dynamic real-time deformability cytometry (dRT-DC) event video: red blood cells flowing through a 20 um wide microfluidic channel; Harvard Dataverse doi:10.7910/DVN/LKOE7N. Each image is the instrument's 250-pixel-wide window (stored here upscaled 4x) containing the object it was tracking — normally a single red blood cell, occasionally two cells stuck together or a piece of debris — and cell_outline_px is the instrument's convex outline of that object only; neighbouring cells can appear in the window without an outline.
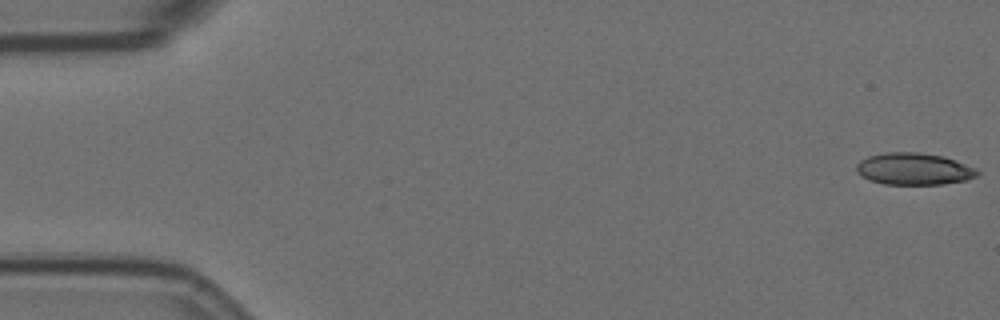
{"species": "Egyptian fruit bat (a non-hibernating species)", "species_latin": "Rousettus aegyptiacus", "temperature_condition": "room temperature", "stored_images_in_passage": 57, "camera_frame_rate_fps": 3000, "um_per_image_px": 0.085, "animal": {"sex": "female"}, "frame": {"image": 1, "passage_image": 1, "time_ms": 0.0, "image_size_px": [1000, 320], "cell_outline_px": [[980, 172], [976, 176], [968, 180], [944, 184], [884, 184], [868, 180], [860, 176], [856, 172], [856, 164], [860, 160], [868, 156], [884, 152], [916, 152], [944, 156], [976, 168]], "centroid_in_image_um": [77.66, 14.36], "position_along_channel_um": 7.3, "area_um2": 22.72}}
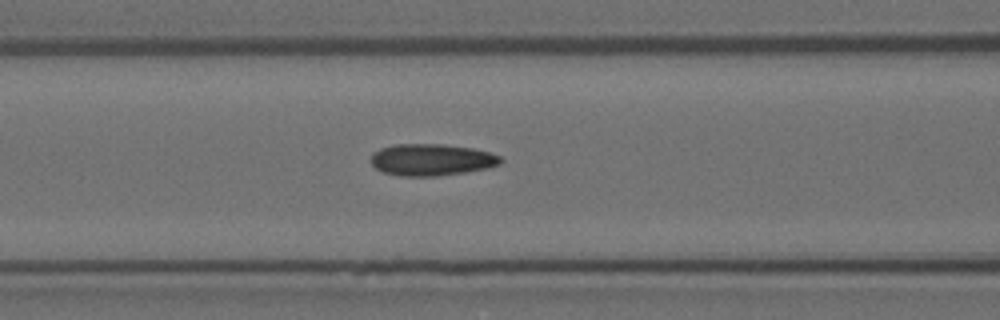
{"frame": {"image": 2, "passage_image": 23, "time_ms": 7.333, "image_size_px": [1000, 320], "cell_outline_px": [[504, 160], [500, 164], [488, 168], [464, 172], [436, 176], [400, 176], [384, 172], [376, 168], [372, 164], [372, 152], [380, 148], [396, 144], [444, 144], [472, 148], [488, 152], [500, 156]], "centroid_in_image_um": [36.69, 13.57], "position_along_channel_um": 129.9, "area_um2": 23.99}}
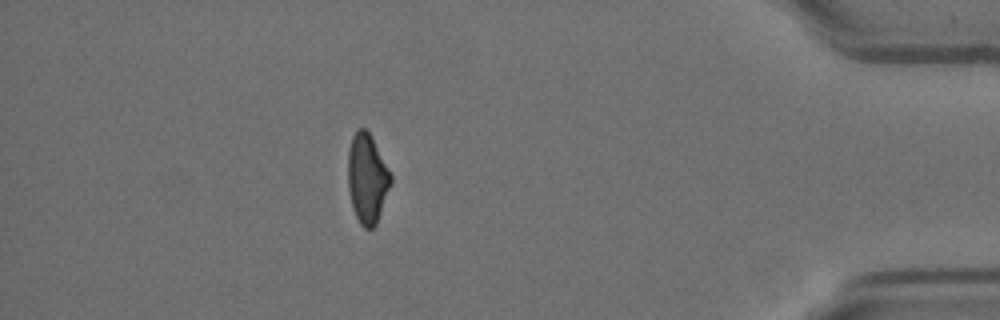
{"frame": {"image": 3, "passage_image": 50, "time_ms": 16.333, "image_size_px": [1000, 320], "cell_outline_px": [[392, 180], [376, 224], [372, 228], [364, 228], [360, 224], [356, 216], [352, 204], [348, 188], [348, 148], [352, 136], [360, 128], [364, 128], [368, 132], [392, 176]], "centroid_in_image_um": [31.19, 15.18], "position_along_channel_um": 404.0, "area_um2": 21.79}}